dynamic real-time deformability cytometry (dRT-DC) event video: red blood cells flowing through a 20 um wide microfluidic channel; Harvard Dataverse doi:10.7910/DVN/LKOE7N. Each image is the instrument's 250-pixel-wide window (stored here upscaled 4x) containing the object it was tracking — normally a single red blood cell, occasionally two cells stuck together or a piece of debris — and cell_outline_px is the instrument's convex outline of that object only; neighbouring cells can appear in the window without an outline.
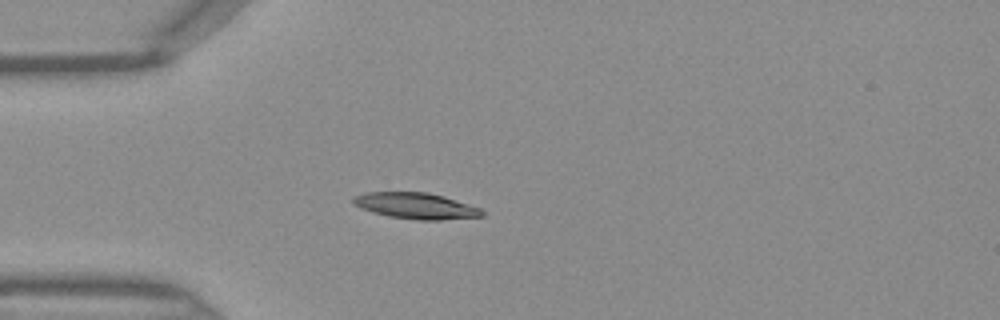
{"species": "Egyptian fruit bat (a non-hibernating species)", "species_latin": "Rousettus aegyptiacus", "temperature_condition": "warm", "stored_images_in_passage": 34, "camera_frame_rate_fps": 3000, "um_per_image_px": 0.085, "frame": {"image": 1, "passage_image": 1, "time_ms": 0.0, "image_size_px": [1000, 320], "cell_outline_px": [[484, 216], [440, 220], [420, 220], [388, 216], [372, 212], [352, 204], [352, 196], [364, 192], [428, 192], [444, 196], [480, 208], [484, 212]], "centroid_in_image_um": [35.32, 17.49], "position_along_channel_um": 49.7, "area_um2": 19.65}}
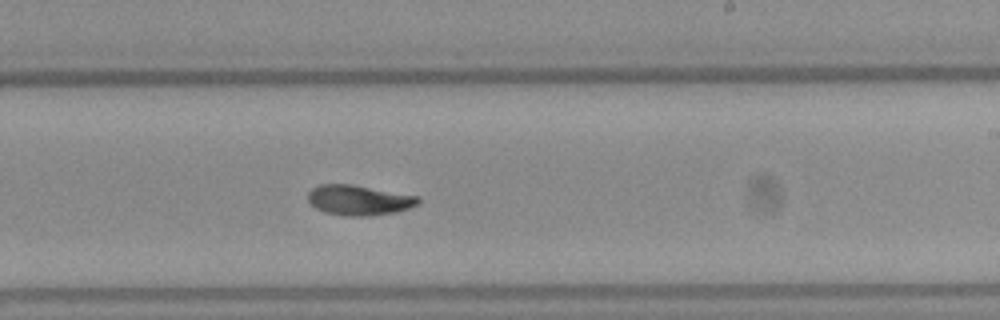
{"frame": {"image": 2, "passage_image": 16, "time_ms": 5.0, "image_size_px": [1000, 320], "cell_outline_px": [[420, 204], [396, 212], [368, 216], [348, 216], [324, 212], [316, 208], [308, 200], [308, 192], [312, 188], [320, 184], [352, 184], [420, 196]], "centroid_in_image_um": [30.53, 17.0], "position_along_channel_um": 258.5, "area_um2": 19.48}}
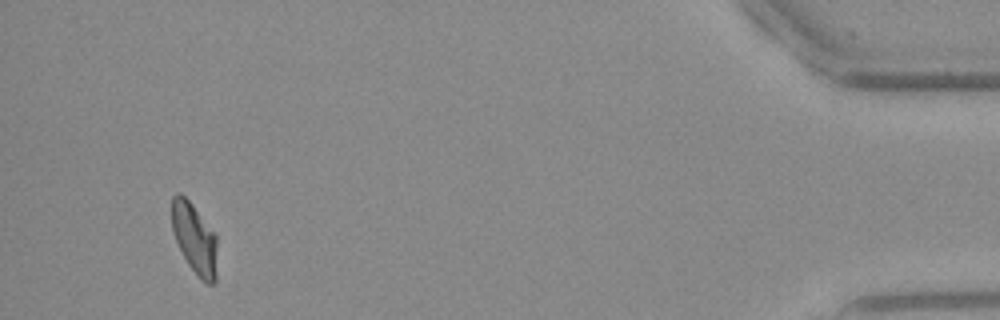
{"frame": {"image": 3, "passage_image": 32, "time_ms": 10.333, "image_size_px": [1000, 320], "cell_outline_px": [[216, 280], [212, 284], [208, 284], [200, 280], [188, 264], [172, 232], [172, 196], [176, 192], [180, 192], [192, 204], [216, 232]], "centroid_in_image_um": [16.54, 20.26], "position_along_channel_um": 418.7, "area_um2": 18.79}}